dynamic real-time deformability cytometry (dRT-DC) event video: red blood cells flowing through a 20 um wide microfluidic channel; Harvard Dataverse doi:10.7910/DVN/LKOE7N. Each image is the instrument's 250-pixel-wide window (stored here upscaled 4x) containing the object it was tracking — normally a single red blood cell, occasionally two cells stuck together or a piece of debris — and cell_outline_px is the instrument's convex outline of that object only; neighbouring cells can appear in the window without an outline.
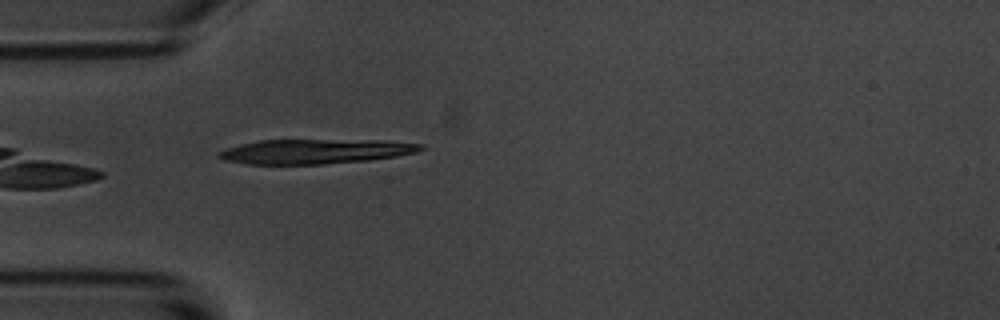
{"species": "common noctule bat (a hibernating species)", "species_latin": "Nyctalus noctula", "temperature_condition": "room temperature", "stored_images_in_passage": 4, "camera_frame_rate_fps": 3000, "um_per_image_px": 0.085, "animal": {"sex": "male", "body_mass_g": 20.1, "forearm_length_mm": 53.5}, "frame": {"image": 1, "passage_image": 4, "time_ms": 3.333, "image_size_px": [1000, 320], "cell_outline_px": [[424, 148], [416, 152], [396, 156], [368, 160], [324, 164], [248, 164], [224, 160], [216, 156], [216, 152], [224, 148], [240, 144], [260, 140], [388, 140], [424, 144]], "centroid_in_image_um": [26.77, 12.86], "position_along_channel_um": 58.2, "area_um2": 29.19}}